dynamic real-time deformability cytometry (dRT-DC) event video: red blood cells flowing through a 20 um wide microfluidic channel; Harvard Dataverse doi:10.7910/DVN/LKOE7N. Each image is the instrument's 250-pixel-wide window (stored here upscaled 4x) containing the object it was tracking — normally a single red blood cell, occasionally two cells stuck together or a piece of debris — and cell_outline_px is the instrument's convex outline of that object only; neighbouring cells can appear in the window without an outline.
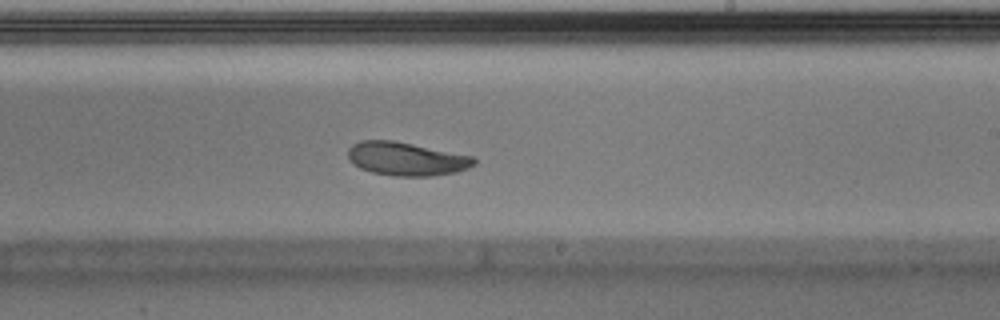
{"species": "Egyptian fruit bat (a non-hibernating species)", "species_latin": "Rousettus aegyptiacus", "temperature_condition": "warm", "stored_images_in_passage": 30, "camera_frame_rate_fps": 3000, "um_per_image_px": 0.085, "animal": {"sex": "male"}, "frame": {"image": 1, "passage_image": 13, "time_ms": 4.0, "image_size_px": [1000, 320], "cell_outline_px": [[476, 164], [468, 168], [456, 172], [432, 176], [392, 176], [372, 172], [360, 168], [352, 164], [348, 156], [348, 148], [352, 144], [360, 140], [392, 140], [472, 156], [476, 160]], "centroid_in_image_um": [34.51, 13.51], "position_along_channel_um": 254.5, "area_um2": 24.57}}